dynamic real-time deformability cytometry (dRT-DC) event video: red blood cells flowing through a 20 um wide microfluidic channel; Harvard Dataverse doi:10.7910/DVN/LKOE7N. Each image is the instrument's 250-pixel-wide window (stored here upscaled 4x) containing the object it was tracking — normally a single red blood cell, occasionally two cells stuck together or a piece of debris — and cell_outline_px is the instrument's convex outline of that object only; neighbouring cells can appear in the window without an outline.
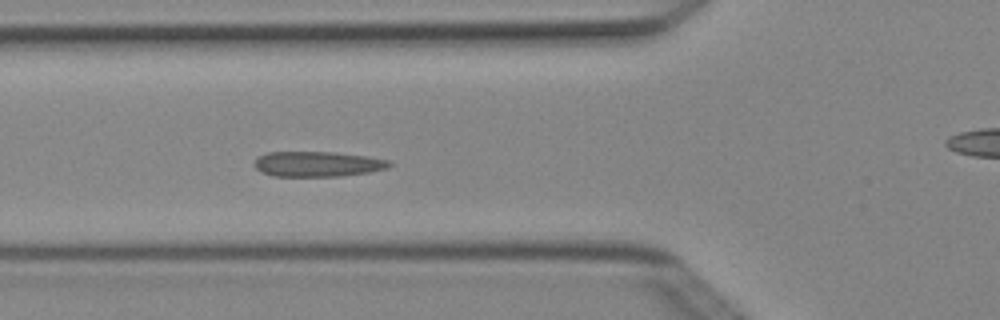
{"species": "Egyptian fruit bat (a non-hibernating species)", "species_latin": "Rousettus aegyptiacus", "temperature_condition": "cold", "stored_images_in_passage": 6, "segment_of_instrument_passage": [1, 2], "camera_frame_rate_fps": 3000, "um_per_image_px": 0.085, "animal": {"sex": "female"}, "frame": {"image": 1, "passage_image": 5, "time_ms": 1.333, "image_size_px": [1000, 320], "cell_outline_px": [[392, 164], [388, 168], [368, 172], [340, 176], [272, 176], [256, 168], [252, 164], [256, 156], [268, 152], [332, 152], [368, 156], [388, 160]], "centroid_in_image_um": [26.96, 13.93], "position_along_channel_um": 98.8, "area_um2": 19.88}}